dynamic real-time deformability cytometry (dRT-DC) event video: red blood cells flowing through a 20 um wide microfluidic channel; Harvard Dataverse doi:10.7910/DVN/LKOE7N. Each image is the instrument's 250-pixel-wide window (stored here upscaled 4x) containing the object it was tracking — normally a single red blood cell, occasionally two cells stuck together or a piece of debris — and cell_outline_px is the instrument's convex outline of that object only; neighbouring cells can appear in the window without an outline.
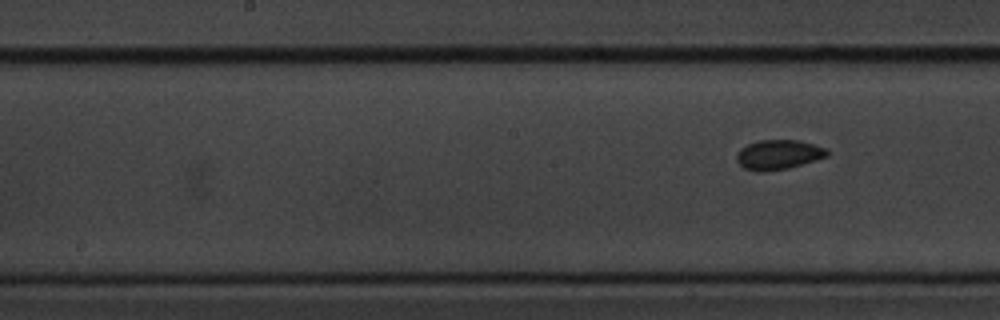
{"species": "common noctule bat (a hibernating species)", "species_latin": "Nyctalus noctula", "temperature_condition": "cold", "stored_images_in_passage": 7, "segment_of_instrument_passage": [2, 2], "camera_frame_rate_fps": 3000, "um_per_image_px": 0.085, "animal": {"sex": "male", "body_mass_g": 20.1, "forearm_length_mm": 53.5}, "frame": {"image": 1, "passage_image": 7, "time_ms": 7.667, "image_size_px": [1000, 320], "cell_outline_px": [[828, 156], [788, 168], [764, 172], [756, 172], [744, 168], [736, 160], [736, 156], [740, 148], [756, 140], [796, 140], [828, 148]], "centroid_in_image_um": [66.14, 13.14], "position_along_channel_um": 182.1, "area_um2": 15.66}}